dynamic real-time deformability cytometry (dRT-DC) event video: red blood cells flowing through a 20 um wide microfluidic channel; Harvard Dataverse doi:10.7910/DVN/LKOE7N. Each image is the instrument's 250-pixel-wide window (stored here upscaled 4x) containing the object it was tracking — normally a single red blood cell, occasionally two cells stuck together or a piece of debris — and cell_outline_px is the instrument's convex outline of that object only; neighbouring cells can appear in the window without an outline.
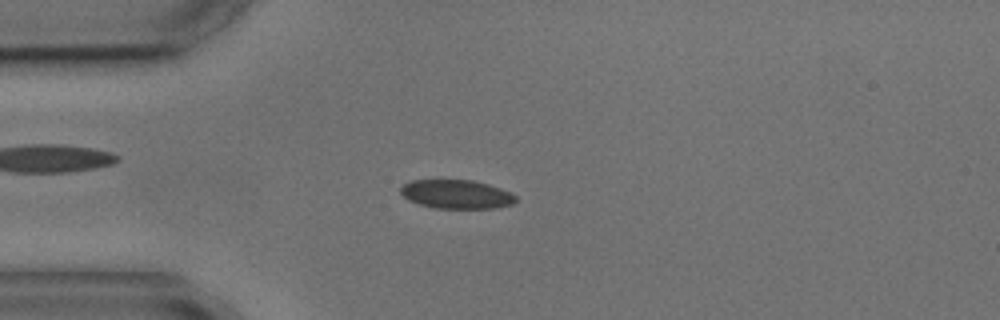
{"species": "common noctule bat (a hibernating species)", "species_latin": "Nyctalus noctula", "temperature_condition": "cold", "stored_images_in_passage": 4, "camera_frame_rate_fps": 3000, "um_per_image_px": 0.085, "animal": {"sex": "male", "body_mass_g": 17.9, "forearm_length_mm": 54.2}, "frame": {"image": 1, "passage_image": 3, "time_ms": 2.333, "image_size_px": [1000, 320], "cell_outline_px": [[516, 200], [512, 204], [496, 208], [432, 208], [408, 200], [400, 192], [400, 188], [408, 180], [472, 180], [488, 184], [512, 192], [516, 196]], "centroid_in_image_um": [38.8, 16.51], "position_along_channel_um": 46.2, "area_um2": 19.42}}